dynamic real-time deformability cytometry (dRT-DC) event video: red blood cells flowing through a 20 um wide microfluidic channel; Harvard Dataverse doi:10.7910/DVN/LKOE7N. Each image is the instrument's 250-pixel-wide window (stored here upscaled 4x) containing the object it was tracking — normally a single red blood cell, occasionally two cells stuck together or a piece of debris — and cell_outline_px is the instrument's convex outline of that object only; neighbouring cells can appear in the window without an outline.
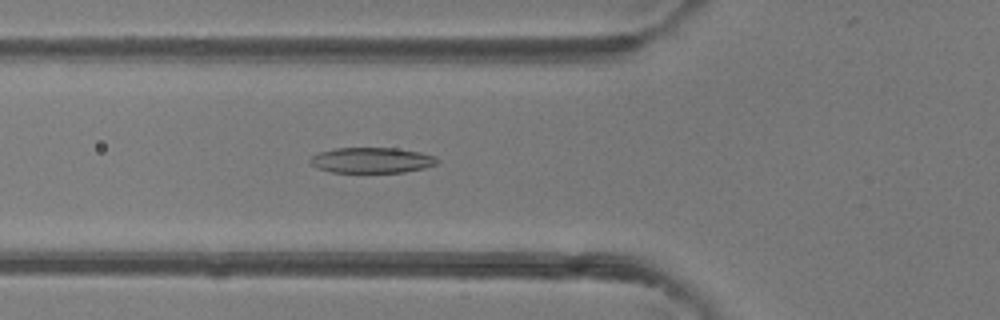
{"species": "common noctule bat (a hibernating species)", "species_latin": "Nyctalus noctula", "temperature_condition": "room temperature", "stored_images_in_passage": 35, "camera_frame_rate_fps": 3000, "um_per_image_px": 0.085, "animal": {"sex": "female"}, "frame": {"image": 1, "passage_image": 7, "time_ms": 2.0, "image_size_px": [1000, 320], "cell_outline_px": [[440, 160], [436, 164], [424, 168], [404, 172], [332, 172], [320, 168], [312, 164], [308, 160], [312, 156], [320, 152], [336, 148], [396, 148], [420, 152], [436, 156]], "centroid_in_image_um": [31.64, 13.61], "position_along_channel_um": 94.2, "area_um2": 18.79}}
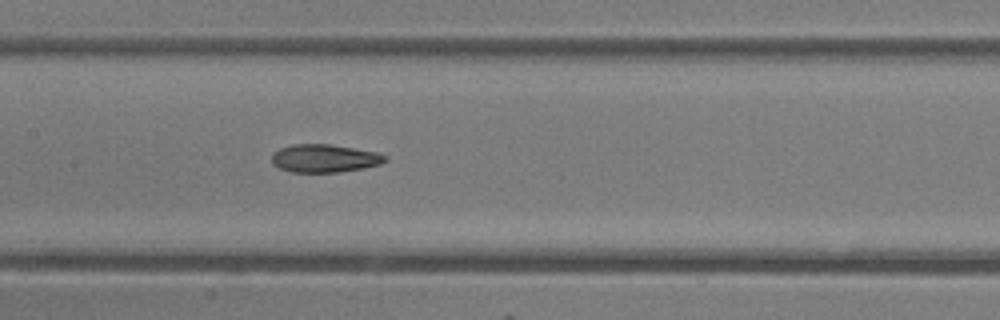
{"frame": {"image": 2, "passage_image": 13, "time_ms": 4.0, "image_size_px": [1000, 320], "cell_outline_px": [[388, 160], [380, 164], [364, 168], [336, 172], [292, 172], [280, 168], [272, 164], [272, 152], [280, 148], [292, 144], [328, 144], [376, 152], [388, 156]], "centroid_in_image_um": [27.57, 13.46], "position_along_channel_um": 179.8, "area_um2": 18.5}}
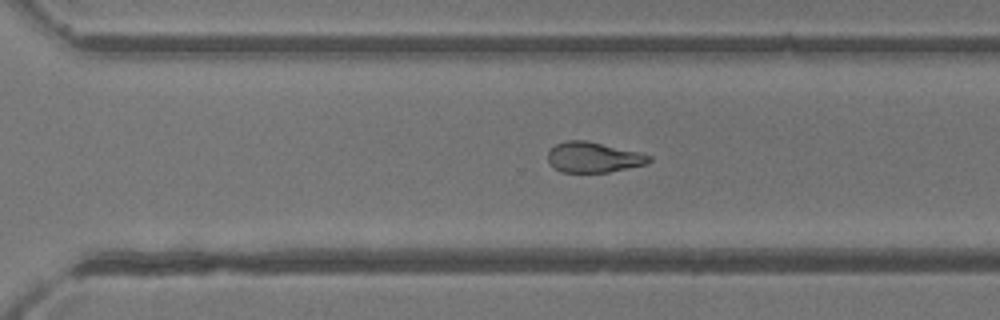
{"frame": {"image": 3, "passage_image": 23, "time_ms": 7.333, "image_size_px": [1000, 320], "cell_outline_px": [[652, 160], [644, 164], [608, 172], [560, 172], [548, 160], [548, 152], [556, 144], [568, 140], [584, 140], [640, 152], [652, 156]], "centroid_in_image_um": [50.45, 13.36], "position_along_channel_um": 320.2, "area_um2": 17.63}, "authors_computed_cell_mechanics": {"area_um2": 18.9584, "velocity_mm_per_s": 4.2267, "shape_relaxation_time_tau1_ms": null, "shape_relaxation_time_tau2_ms": 2.2589, "deformation_change_tau1": null, "deformation_change_tau2": 0.1}}